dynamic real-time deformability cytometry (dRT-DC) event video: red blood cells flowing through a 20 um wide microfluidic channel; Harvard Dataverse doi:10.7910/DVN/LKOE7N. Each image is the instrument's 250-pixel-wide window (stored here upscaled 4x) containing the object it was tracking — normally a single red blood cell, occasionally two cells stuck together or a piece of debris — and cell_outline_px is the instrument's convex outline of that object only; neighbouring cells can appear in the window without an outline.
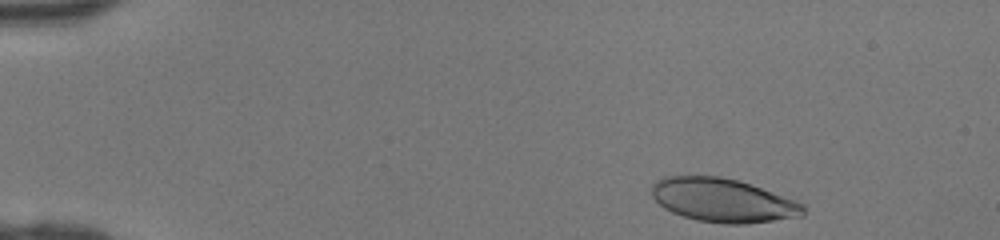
{"species": "human", "species_latin": "Homo sapiens", "temperature_condition": "room temperature", "stored_images_in_passage": 41, "camera_frame_rate_fps": 3000, "um_per_image_px": 0.085, "donor": {"sex": "female"}, "frame": {"image": 1, "passage_image": 1, "time_ms": 0.0, "image_size_px": [1000, 240], "cell_outline_px": [[804, 216], [744, 224], [724, 224], [696, 220], [672, 212], [664, 208], [652, 196], [652, 184], [656, 180], [664, 176], [720, 176], [736, 180], [760, 188], [804, 204]], "centroid_in_image_um": [61.41, 17.03], "position_along_channel_um": 23.6, "area_um2": 38.21}}
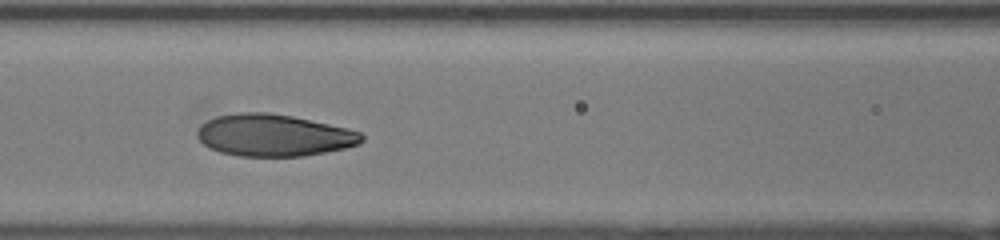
{"frame": {"image": 2, "passage_image": 16, "time_ms": 5.0, "image_size_px": [1000, 240], "cell_outline_px": [[364, 140], [360, 144], [344, 148], [304, 156], [240, 156], [220, 152], [208, 148], [196, 136], [196, 132], [200, 124], [216, 116], [240, 112], [264, 112], [292, 116], [348, 128], [360, 132], [364, 136]], "centroid_in_image_um": [23.26, 11.5], "position_along_channel_um": 143.3, "area_um2": 40.29}}
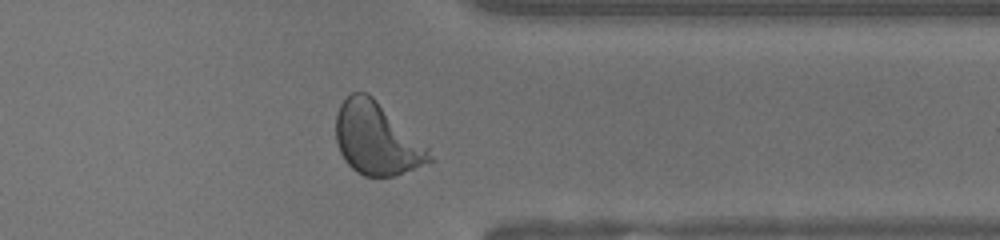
{"frame": {"image": 3, "passage_image": 32, "time_ms": 10.333, "image_size_px": [1000, 240], "cell_outline_px": [[432, 160], [392, 176], [364, 176], [356, 172], [344, 160], [340, 152], [336, 140], [336, 116], [340, 104], [352, 92], [368, 92], [428, 148], [432, 156]], "centroid_in_image_um": [31.96, 11.78], "position_along_channel_um": 379.4, "area_um2": 38.61}}